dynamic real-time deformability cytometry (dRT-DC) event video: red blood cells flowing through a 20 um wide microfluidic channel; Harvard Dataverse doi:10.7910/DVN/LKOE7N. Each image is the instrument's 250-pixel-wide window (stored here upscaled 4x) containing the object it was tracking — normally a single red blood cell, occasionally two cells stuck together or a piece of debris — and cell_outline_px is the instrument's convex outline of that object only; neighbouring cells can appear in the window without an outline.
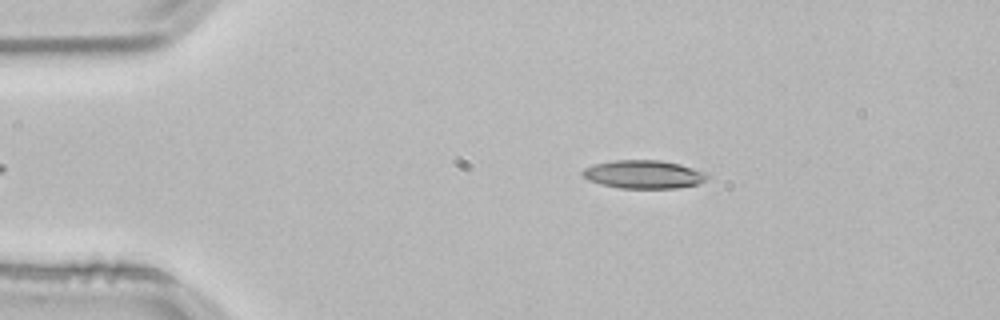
{"species": "common noctule bat (a hibernating species)", "species_latin": "Nyctalus noctula", "temperature_condition": "room temperature", "stored_images_in_passage": 47, "camera_frame_rate_fps": 3000, "um_per_image_px": 0.085, "animal": {"sex": "male", "body_mass_g": 21.5, "forearm_length_mm": 52.0}, "frame": {"image": 1, "passage_image": 4, "time_ms": 1.0, "image_size_px": [1000, 320], "cell_outline_px": [[708, 176], [704, 180], [696, 184], [676, 188], [620, 188], [600, 184], [588, 180], [580, 172], [584, 168], [596, 164], [612, 160], [660, 160], [680, 164], [704, 172]], "centroid_in_image_um": [54.66, 14.82], "position_along_channel_um": 30.3, "area_um2": 20.35}}
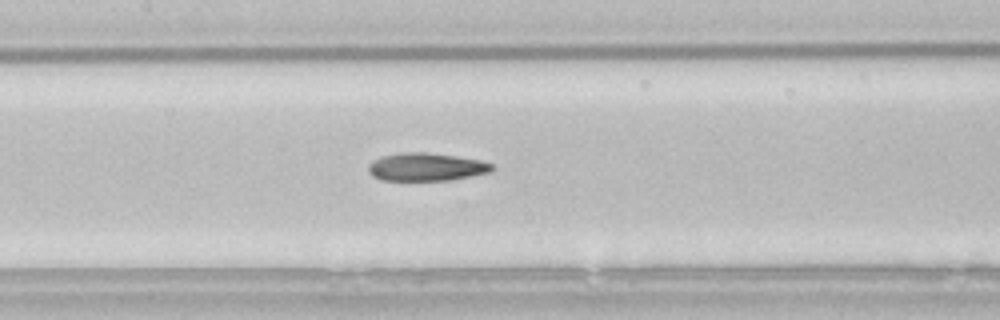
{"frame": {"image": 2, "passage_image": 19, "time_ms": 6.0, "image_size_px": [1000, 320], "cell_outline_px": [[492, 172], [452, 180], [380, 180], [372, 176], [368, 172], [368, 164], [380, 156], [404, 152], [424, 152], [456, 156], [480, 160], [492, 164]], "centroid_in_image_um": [36.2, 14.19], "position_along_channel_um": 171.2, "area_um2": 20.23}}
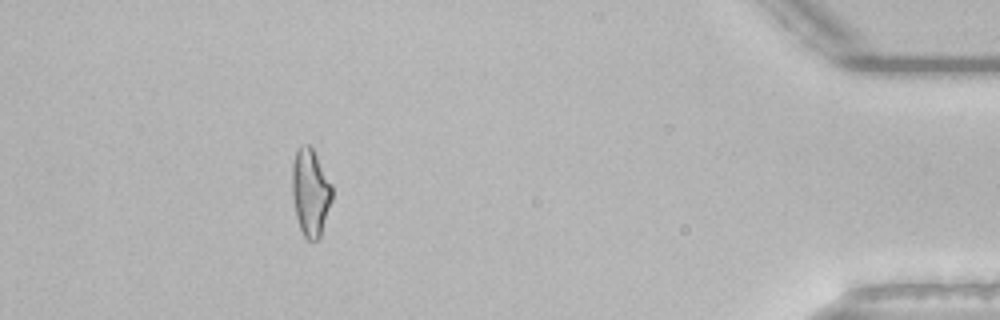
{"frame": {"image": 3, "passage_image": 42, "time_ms": 13.667, "image_size_px": [1000, 320], "cell_outline_px": [[332, 200], [320, 236], [316, 240], [308, 240], [304, 236], [300, 228], [296, 216], [292, 196], [292, 164], [296, 148], [304, 144], [308, 144], [312, 148], [332, 184]], "centroid_in_image_um": [26.38, 16.32], "position_along_channel_um": 408.8, "area_um2": 20.29}, "authors_computed_cell_mechanics": {"area_um2": 20.2878, "velocity_mm_per_s": 3.8481, "shape_relaxation_time_tau1_ms": 8.3244, "shape_relaxation_time_tau2_ms": 2.7437, "deformation_change_tau1": 0.2271, "deformation_change_tau2": 0.1175}}